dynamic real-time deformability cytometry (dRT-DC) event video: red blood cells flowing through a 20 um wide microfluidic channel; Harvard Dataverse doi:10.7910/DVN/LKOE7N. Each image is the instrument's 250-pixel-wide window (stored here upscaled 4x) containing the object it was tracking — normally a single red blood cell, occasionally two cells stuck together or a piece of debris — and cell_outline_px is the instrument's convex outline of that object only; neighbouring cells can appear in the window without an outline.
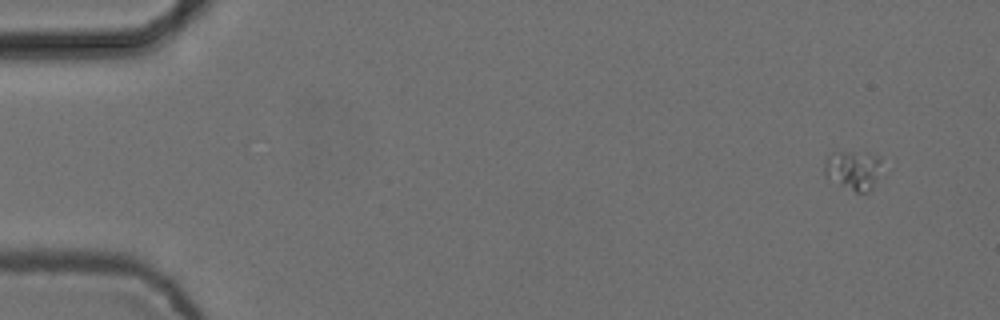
{"species": "common noctule bat (a hibernating species)", "species_latin": "Nyctalus noctula", "temperature_condition": "cold", "stored_images_in_passage": 5, "camera_frame_rate_fps": 3000, "um_per_image_px": 0.085, "animal": {"sex": "female", "body_mass_g": 24.6, "forearm_length_mm": 56.2}, "frame": {"image": 1, "passage_image": 1, "time_ms": 0.0, "image_size_px": [1000, 320], "cell_outline_px": [[880, 160], [872, 188], [868, 192], [856, 192], [824, 176], [824, 160], [828, 156], [840, 152], [852, 152], [880, 156]], "centroid_in_image_um": [72.46, 14.46], "position_along_channel_um": 12.5, "area_um2": 12.48}}
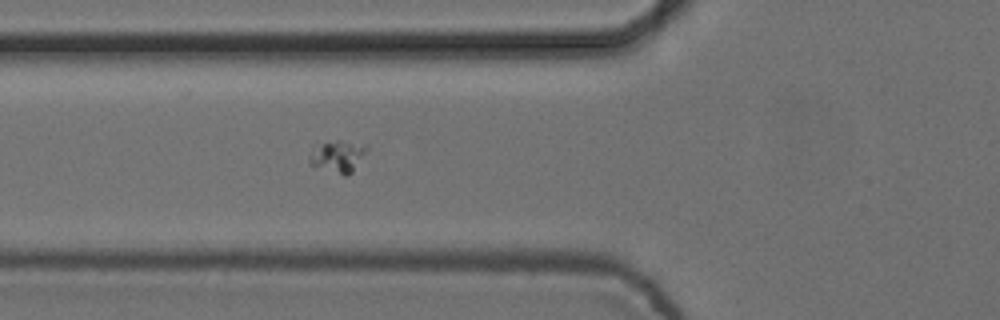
{"frame": {"image": 2, "passage_image": 5, "time_ms": 1.333, "image_size_px": [1000, 320], "cell_outline_px": [[368, 148], [352, 172], [344, 176], [312, 164], [308, 160], [308, 156], [312, 144], [316, 140], [340, 140], [368, 144]], "centroid_in_image_um": [28.64, 13.2], "position_along_channel_um": 97.2, "area_um2": 11.1}}